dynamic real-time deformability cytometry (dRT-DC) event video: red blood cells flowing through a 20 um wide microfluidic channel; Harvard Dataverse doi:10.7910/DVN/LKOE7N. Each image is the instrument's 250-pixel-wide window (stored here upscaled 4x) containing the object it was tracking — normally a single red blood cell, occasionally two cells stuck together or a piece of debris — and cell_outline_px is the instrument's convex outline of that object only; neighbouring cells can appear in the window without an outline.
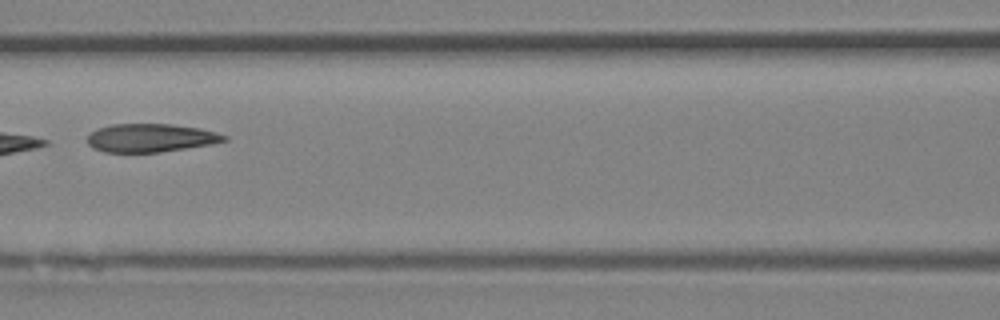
{"species": "Egyptian fruit bat (a non-hibernating species)", "species_latin": "Rousettus aegyptiacus", "temperature_condition": "room temperature", "stored_images_in_passage": 5, "camera_frame_rate_fps": 3000, "um_per_image_px": 0.085, "animal": {"sex": "female"}, "frame": {"image": 1, "passage_image": 5, "time_ms": 1.333, "image_size_px": [1000, 320], "cell_outline_px": [[228, 140], [212, 144], [160, 152], [104, 152], [92, 148], [88, 144], [88, 136], [92, 132], [100, 128], [112, 124], [172, 124], [200, 128], [216, 132], [228, 136]], "centroid_in_image_um": [12.83, 11.72], "position_along_channel_um": 153.8, "area_um2": 22.54}}